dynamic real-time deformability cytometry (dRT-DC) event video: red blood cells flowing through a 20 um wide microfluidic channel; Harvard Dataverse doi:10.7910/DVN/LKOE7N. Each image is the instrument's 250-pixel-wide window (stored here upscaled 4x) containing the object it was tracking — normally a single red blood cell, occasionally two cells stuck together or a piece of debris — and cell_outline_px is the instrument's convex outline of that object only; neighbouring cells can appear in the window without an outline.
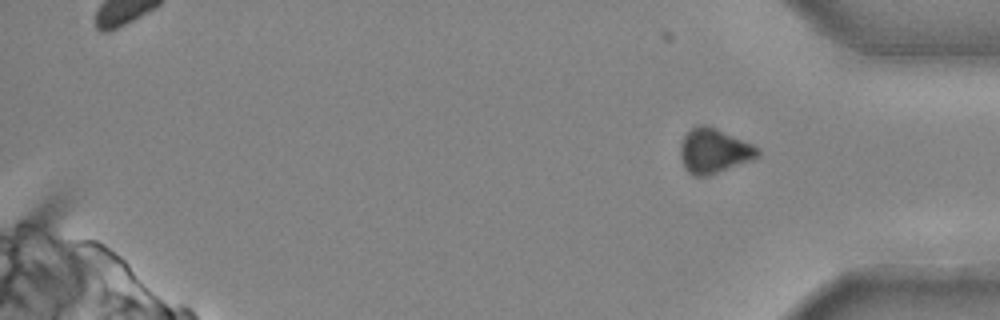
{"species": "common noctule bat (a hibernating species)", "species_latin": "Nyctalus noctula", "temperature_condition": "cold", "stored_images_in_passage": 24, "camera_frame_rate_fps": 3000, "um_per_image_px": 0.085, "animal": {"sex": "male", "body_mass_g": 20.4}, "frame": {"image": 1, "passage_image": 24, "time_ms": 7.667, "image_size_px": [1000, 320], "cell_outline_px": [[760, 156], [752, 160], [708, 176], [692, 176], [684, 168], [680, 156], [680, 144], [684, 136], [692, 128], [700, 124], [704, 124], [752, 144], [760, 152]], "centroid_in_image_um": [60.65, 12.85], "position_along_channel_um": 374.5, "area_um2": 19.94}}